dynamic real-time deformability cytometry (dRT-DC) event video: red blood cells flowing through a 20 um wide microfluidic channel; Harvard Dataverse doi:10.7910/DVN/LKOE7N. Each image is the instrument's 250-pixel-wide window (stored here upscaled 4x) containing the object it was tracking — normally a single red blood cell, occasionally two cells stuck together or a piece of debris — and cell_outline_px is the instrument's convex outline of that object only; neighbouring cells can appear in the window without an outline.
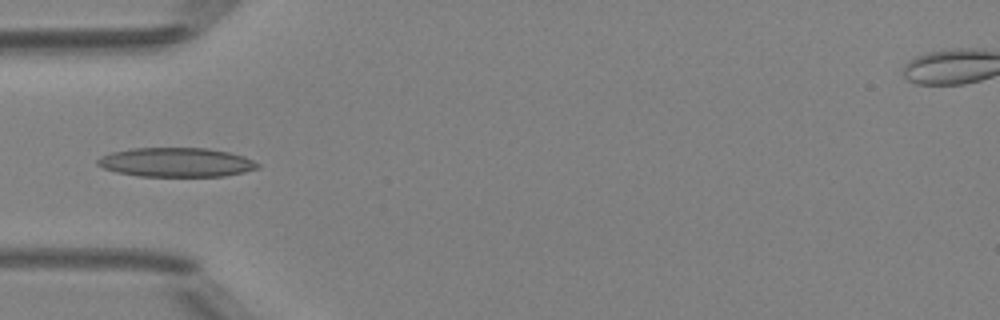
{"species": "Egyptian fruit bat (a non-hibernating species)", "species_latin": "Rousettus aegyptiacus", "temperature_condition": "room temperature", "stored_images_in_passage": 2, "camera_frame_rate_fps": 3000, "um_per_image_px": 0.085, "animal": {"sex": "female"}, "frame": {"image": 1, "passage_image": 1, "time_ms": 0.0, "image_size_px": [1000, 320], "cell_outline_px": [[260, 168], [244, 172], [224, 176], [140, 176], [116, 172], [104, 168], [96, 164], [96, 160], [100, 156], [112, 152], [132, 148], [208, 148], [228, 152], [244, 156], [260, 164]], "centroid_in_image_um": [14.98, 13.79], "position_along_channel_um": 70.0, "area_um2": 27.28}}
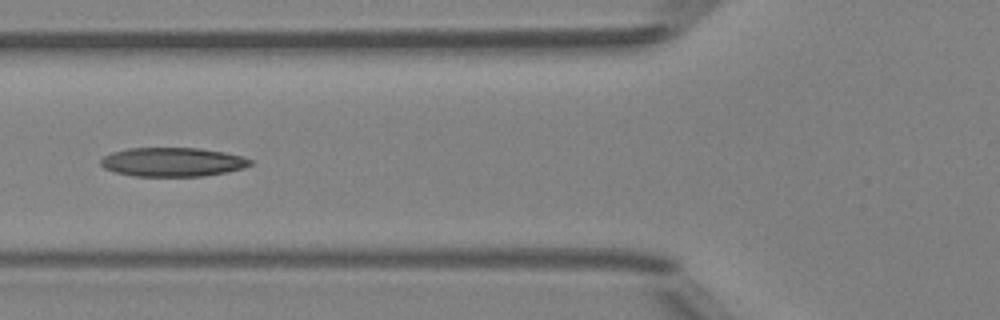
{"frame": {"image": 2, "passage_image": 2, "time_ms": 1.0, "image_size_px": [1000, 320], "cell_outline_px": [[252, 164], [244, 168], [204, 176], [132, 176], [116, 172], [104, 168], [100, 164], [100, 160], [104, 156], [112, 152], [128, 148], [200, 148], [224, 152], [244, 156], [252, 160]], "centroid_in_image_um": [14.68, 13.77], "position_along_channel_um": 111.1, "area_um2": 25.32}}